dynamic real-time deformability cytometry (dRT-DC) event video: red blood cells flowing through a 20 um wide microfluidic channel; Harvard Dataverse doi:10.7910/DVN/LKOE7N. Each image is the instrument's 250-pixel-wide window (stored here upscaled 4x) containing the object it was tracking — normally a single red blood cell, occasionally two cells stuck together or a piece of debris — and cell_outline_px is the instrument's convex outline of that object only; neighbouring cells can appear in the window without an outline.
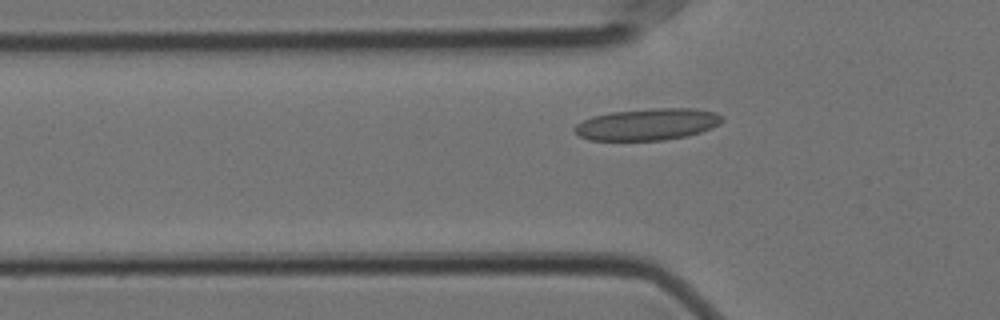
{"species": "Egyptian fruit bat (a non-hibernating species)", "species_latin": "Rousettus aegyptiacus", "temperature_condition": "cold", "stored_images_in_passage": 42, "camera_frame_rate_fps": 3000, "um_per_image_px": 0.085, "animal": {"sex": "female"}, "frame": {"image": 1, "passage_image": 9, "time_ms": 2.667, "image_size_px": [1000, 320], "cell_outline_px": [[724, 120], [720, 124], [712, 128], [700, 132], [684, 136], [664, 140], [588, 140], [580, 136], [572, 128], [576, 124], [592, 116], [612, 112], [656, 108], [696, 108], [716, 112], [724, 116]], "centroid_in_image_um": [55.07, 10.56], "position_along_channel_um": 70.7, "area_um2": 27.34}}
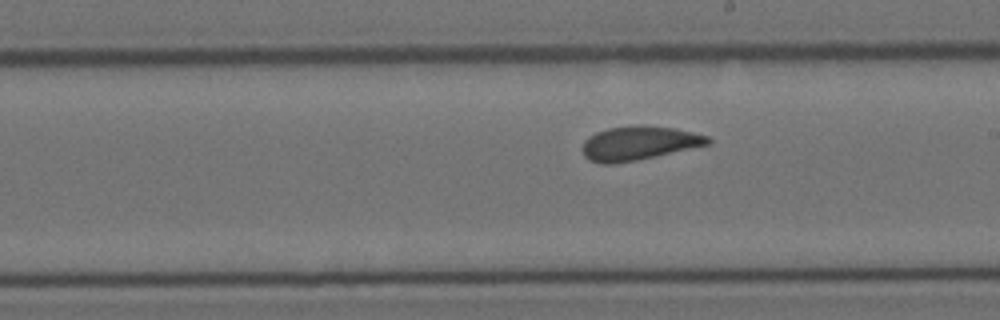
{"frame": {"image": 2, "passage_image": 23, "time_ms": 7.333, "image_size_px": [1000, 320], "cell_outline_px": [[712, 144], [656, 156], [636, 160], [612, 164], [600, 164], [588, 160], [584, 156], [584, 140], [588, 136], [596, 132], [608, 128], [636, 124], [644, 124], [676, 128], [708, 136], [712, 140]], "centroid_in_image_um": [54.32, 12.15], "position_along_channel_um": 234.7, "area_um2": 25.14}}
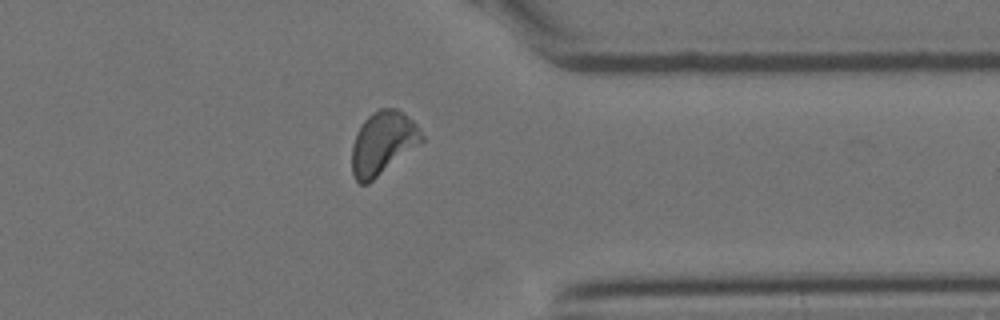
{"frame": {"image": 3, "passage_image": 36, "time_ms": 11.667, "image_size_px": [1000, 320], "cell_outline_px": [[424, 140], [368, 184], [360, 184], [352, 176], [352, 144], [356, 132], [364, 120], [372, 112], [380, 108], [396, 108], [408, 116], [420, 128], [424, 136]], "centroid_in_image_um": [32.52, 12.15], "position_along_channel_um": 378.9, "area_um2": 25.66}, "authors_computed_cell_mechanics": {"area_um2": 24.7673, "velocity_mm_per_s": 3.4979, "shape_relaxation_time_tau1_ms": 4.2563, "shape_relaxation_time_tau2_ms": 1.3966, "deformation_change_tau1": 0.1096, "deformation_change_tau2": 0.0755}}